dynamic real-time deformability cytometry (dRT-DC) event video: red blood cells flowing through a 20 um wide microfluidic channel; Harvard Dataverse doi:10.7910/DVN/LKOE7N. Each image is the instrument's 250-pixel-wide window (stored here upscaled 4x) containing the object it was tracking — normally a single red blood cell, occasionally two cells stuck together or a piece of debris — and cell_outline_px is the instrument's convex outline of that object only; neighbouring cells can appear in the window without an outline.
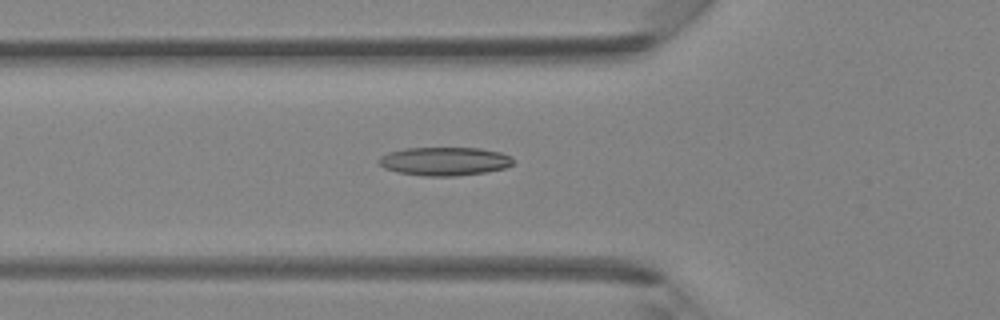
{"species": "Egyptian fruit bat (a non-hibernating species)", "species_latin": "Rousettus aegyptiacus", "temperature_condition": "room temperature", "stored_images_in_passage": 39, "camera_frame_rate_fps": 3000, "um_per_image_px": 0.085, "animal": {"sex": "female"}, "frame": {"image": 1, "passage_image": 15, "time_ms": 4.667, "image_size_px": [1000, 320], "cell_outline_px": [[512, 164], [504, 168], [484, 172], [456, 176], [424, 176], [396, 172], [384, 168], [380, 164], [380, 156], [388, 152], [404, 148], [480, 148], [500, 152], [508, 156], [512, 160]], "centroid_in_image_um": [37.74, 13.71], "position_along_channel_um": 88.1, "area_um2": 22.14}}
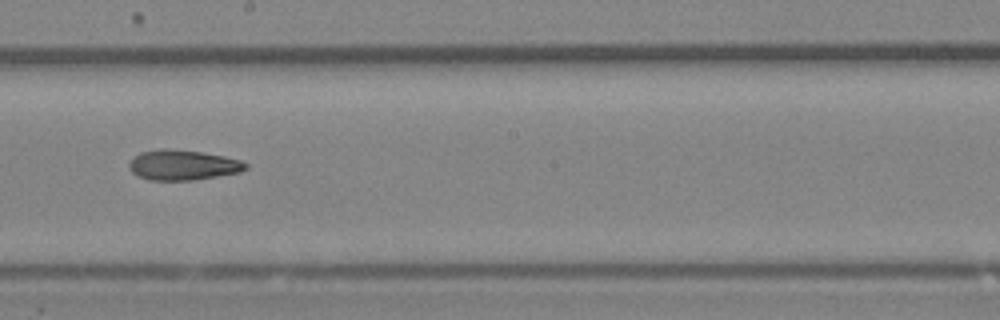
{"frame": {"image": 2, "passage_image": 24, "time_ms": 7.667, "image_size_px": [1000, 320], "cell_outline_px": [[248, 168], [240, 172], [192, 180], [148, 180], [136, 176], [128, 168], [128, 164], [140, 152], [160, 148], [164, 148], [200, 152], [224, 156], [240, 160], [248, 164]], "centroid_in_image_um": [15.52, 14.03], "position_along_channel_um": 232.7, "area_um2": 20.46}}
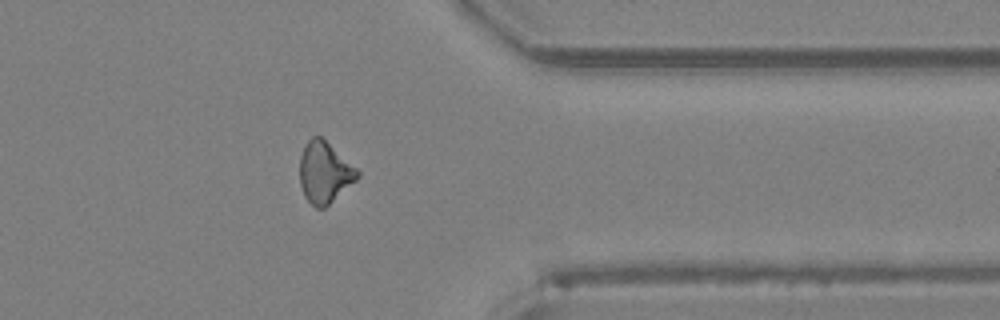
{"frame": {"image": 3, "passage_image": 34, "time_ms": 11.0, "image_size_px": [1000, 320], "cell_outline_px": [[360, 176], [356, 180], [324, 208], [316, 208], [304, 196], [300, 184], [300, 156], [304, 144], [312, 136], [320, 136], [356, 168], [360, 172]], "centroid_in_image_um": [27.56, 14.65], "position_along_channel_um": 383.8, "area_um2": 20.29}}